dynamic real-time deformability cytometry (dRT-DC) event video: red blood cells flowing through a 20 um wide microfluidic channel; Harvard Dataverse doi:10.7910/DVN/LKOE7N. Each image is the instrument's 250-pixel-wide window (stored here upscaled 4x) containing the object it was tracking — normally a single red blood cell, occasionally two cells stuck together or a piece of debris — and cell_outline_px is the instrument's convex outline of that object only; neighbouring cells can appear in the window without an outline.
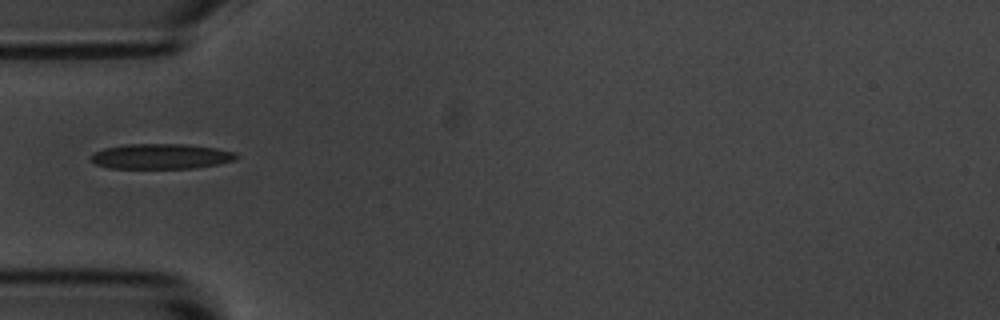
{"species": "common noctule bat (a hibernating species)", "species_latin": "Nyctalus noctula", "temperature_condition": "room temperature", "stored_images_in_passage": 1, "camera_frame_rate_fps": 3000, "um_per_image_px": 0.085, "animal": {"sex": "male", "body_mass_g": 20.1, "forearm_length_mm": 53.5}, "frame": {"image": 1, "passage_image": 1, "time_ms": 0.0, "image_size_px": [1000, 320], "cell_outline_px": [[240, 156], [236, 160], [216, 164], [192, 168], [108, 168], [96, 164], [88, 156], [104, 148], [124, 144], [188, 144], [216, 148], [236, 152]], "centroid_in_image_um": [13.7, 13.28], "position_along_channel_um": 71.3, "area_um2": 21.44}}